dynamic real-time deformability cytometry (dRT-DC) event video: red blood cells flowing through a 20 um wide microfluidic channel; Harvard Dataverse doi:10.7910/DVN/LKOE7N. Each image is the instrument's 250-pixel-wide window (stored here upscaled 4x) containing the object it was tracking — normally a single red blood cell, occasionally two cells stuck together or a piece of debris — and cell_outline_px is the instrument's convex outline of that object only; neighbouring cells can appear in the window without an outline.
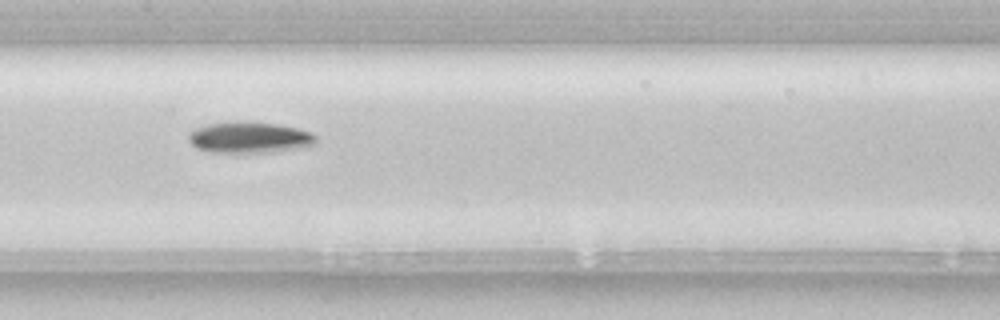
{"species": "common noctule bat (a hibernating species)", "species_latin": "Nyctalus noctula", "temperature_condition": "room temperature", "stored_images_in_passage": 39, "camera_frame_rate_fps": 3000, "um_per_image_px": 0.085, "animal": {"sex": "female", "body_mass_g": 22.7, "forearm_length_mm": 54.2}, "frame": {"image": 1, "passage_image": 17, "time_ms": 5.333, "image_size_px": [1000, 320], "cell_outline_px": [[316, 144], [300, 148], [276, 152], [212, 152], [196, 148], [188, 140], [188, 132], [196, 128], [208, 124], [244, 120], [276, 124], [296, 128], [312, 132], [316, 136]], "centroid_in_image_um": [21.21, 11.68], "position_along_channel_um": 186.2, "area_um2": 23.35}, "authors_computed_cell_mechanics": {"area_um2": 20.8658, "velocity_mm_per_s": 3.901, "shape_relaxation_time_tau1_ms": 2.9694, "shape_relaxation_time_tau2_ms": null, "deformation_change_tau1": 0.1329, "deformation_change_tau2": null}}